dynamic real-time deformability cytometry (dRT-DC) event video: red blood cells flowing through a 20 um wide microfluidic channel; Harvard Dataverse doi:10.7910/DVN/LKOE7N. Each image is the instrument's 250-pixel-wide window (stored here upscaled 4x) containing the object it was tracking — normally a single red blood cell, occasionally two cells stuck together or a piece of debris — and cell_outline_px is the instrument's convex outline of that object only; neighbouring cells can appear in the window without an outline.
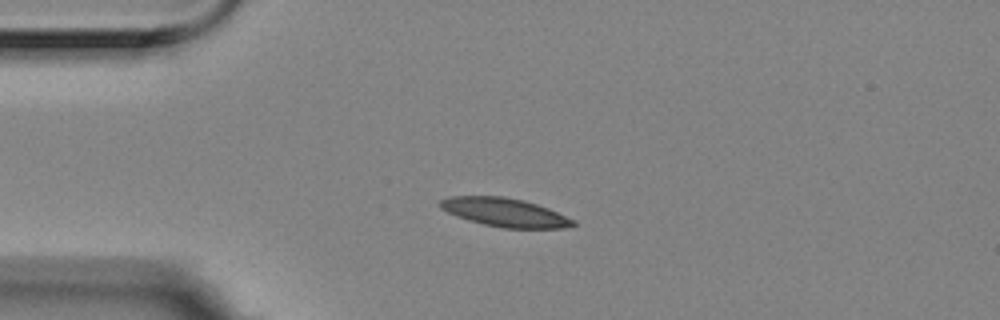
{"species": "Egyptian fruit bat (a non-hibernating species)", "species_latin": "Rousettus aegyptiacus", "temperature_condition": "room temperature", "stored_images_in_passage": 4, "camera_frame_rate_fps": 3000, "um_per_image_px": 0.085, "animal": {"sex": "female"}, "frame": {"image": 1, "passage_image": 3, "time_ms": 0.667, "image_size_px": [1000, 320], "cell_outline_px": [[576, 224], [564, 228], [500, 228], [468, 220], [456, 216], [440, 208], [440, 200], [448, 196], [504, 196], [524, 200], [548, 208], [576, 220]], "centroid_in_image_um": [42.91, 18.05], "position_along_channel_um": 42.1, "area_um2": 22.2}}